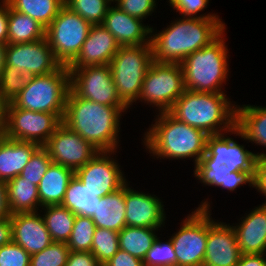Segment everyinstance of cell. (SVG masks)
Instances as JSON below:
<instances>
[{
    "label": "cell",
    "mask_w": 266,
    "mask_h": 266,
    "mask_svg": "<svg viewBox=\"0 0 266 266\" xmlns=\"http://www.w3.org/2000/svg\"><path fill=\"white\" fill-rule=\"evenodd\" d=\"M64 114L34 112L17 108L8 102L4 136L44 146L62 124Z\"/></svg>",
    "instance_id": "obj_12"
},
{
    "label": "cell",
    "mask_w": 266,
    "mask_h": 266,
    "mask_svg": "<svg viewBox=\"0 0 266 266\" xmlns=\"http://www.w3.org/2000/svg\"><path fill=\"white\" fill-rule=\"evenodd\" d=\"M208 200H202L194 211L187 214L180 229L170 238L176 255V266H203L208 238V210L211 209Z\"/></svg>",
    "instance_id": "obj_10"
},
{
    "label": "cell",
    "mask_w": 266,
    "mask_h": 266,
    "mask_svg": "<svg viewBox=\"0 0 266 266\" xmlns=\"http://www.w3.org/2000/svg\"><path fill=\"white\" fill-rule=\"evenodd\" d=\"M96 226L91 217L76 215L67 245L70 251H91Z\"/></svg>",
    "instance_id": "obj_33"
},
{
    "label": "cell",
    "mask_w": 266,
    "mask_h": 266,
    "mask_svg": "<svg viewBox=\"0 0 266 266\" xmlns=\"http://www.w3.org/2000/svg\"><path fill=\"white\" fill-rule=\"evenodd\" d=\"M64 3L91 25L102 24L111 5L108 0H64Z\"/></svg>",
    "instance_id": "obj_35"
},
{
    "label": "cell",
    "mask_w": 266,
    "mask_h": 266,
    "mask_svg": "<svg viewBox=\"0 0 266 266\" xmlns=\"http://www.w3.org/2000/svg\"><path fill=\"white\" fill-rule=\"evenodd\" d=\"M69 71L70 89L78 97L107 106H127L118 96L109 64Z\"/></svg>",
    "instance_id": "obj_13"
},
{
    "label": "cell",
    "mask_w": 266,
    "mask_h": 266,
    "mask_svg": "<svg viewBox=\"0 0 266 266\" xmlns=\"http://www.w3.org/2000/svg\"><path fill=\"white\" fill-rule=\"evenodd\" d=\"M119 250V232L96 227L91 252L103 266Z\"/></svg>",
    "instance_id": "obj_34"
},
{
    "label": "cell",
    "mask_w": 266,
    "mask_h": 266,
    "mask_svg": "<svg viewBox=\"0 0 266 266\" xmlns=\"http://www.w3.org/2000/svg\"><path fill=\"white\" fill-rule=\"evenodd\" d=\"M11 212L7 200V188L4 181H0V219L10 218Z\"/></svg>",
    "instance_id": "obj_49"
},
{
    "label": "cell",
    "mask_w": 266,
    "mask_h": 266,
    "mask_svg": "<svg viewBox=\"0 0 266 266\" xmlns=\"http://www.w3.org/2000/svg\"><path fill=\"white\" fill-rule=\"evenodd\" d=\"M41 213L25 212L12 214V241L21 246L28 254L41 252L53 240L46 228Z\"/></svg>",
    "instance_id": "obj_19"
},
{
    "label": "cell",
    "mask_w": 266,
    "mask_h": 266,
    "mask_svg": "<svg viewBox=\"0 0 266 266\" xmlns=\"http://www.w3.org/2000/svg\"><path fill=\"white\" fill-rule=\"evenodd\" d=\"M168 2L169 6L180 13L181 17L221 19L217 13H199L207 8L209 0H168Z\"/></svg>",
    "instance_id": "obj_40"
},
{
    "label": "cell",
    "mask_w": 266,
    "mask_h": 266,
    "mask_svg": "<svg viewBox=\"0 0 266 266\" xmlns=\"http://www.w3.org/2000/svg\"><path fill=\"white\" fill-rule=\"evenodd\" d=\"M6 64L30 77L52 73L62 65L55 58L46 38L28 43H7Z\"/></svg>",
    "instance_id": "obj_16"
},
{
    "label": "cell",
    "mask_w": 266,
    "mask_h": 266,
    "mask_svg": "<svg viewBox=\"0 0 266 266\" xmlns=\"http://www.w3.org/2000/svg\"><path fill=\"white\" fill-rule=\"evenodd\" d=\"M8 17L9 4L6 0H0V43H8Z\"/></svg>",
    "instance_id": "obj_46"
},
{
    "label": "cell",
    "mask_w": 266,
    "mask_h": 266,
    "mask_svg": "<svg viewBox=\"0 0 266 266\" xmlns=\"http://www.w3.org/2000/svg\"><path fill=\"white\" fill-rule=\"evenodd\" d=\"M174 20L159 32L151 27L152 59L156 62L180 64L226 30L222 19L179 17Z\"/></svg>",
    "instance_id": "obj_3"
},
{
    "label": "cell",
    "mask_w": 266,
    "mask_h": 266,
    "mask_svg": "<svg viewBox=\"0 0 266 266\" xmlns=\"http://www.w3.org/2000/svg\"><path fill=\"white\" fill-rule=\"evenodd\" d=\"M6 45L7 44L0 43V76L6 63Z\"/></svg>",
    "instance_id": "obj_51"
},
{
    "label": "cell",
    "mask_w": 266,
    "mask_h": 266,
    "mask_svg": "<svg viewBox=\"0 0 266 266\" xmlns=\"http://www.w3.org/2000/svg\"><path fill=\"white\" fill-rule=\"evenodd\" d=\"M92 25L79 14L63 6L45 29V38L55 58L68 66L80 53Z\"/></svg>",
    "instance_id": "obj_11"
},
{
    "label": "cell",
    "mask_w": 266,
    "mask_h": 266,
    "mask_svg": "<svg viewBox=\"0 0 266 266\" xmlns=\"http://www.w3.org/2000/svg\"><path fill=\"white\" fill-rule=\"evenodd\" d=\"M128 109V106H107L80 98L70 89L62 123L98 151H117L121 116Z\"/></svg>",
    "instance_id": "obj_2"
},
{
    "label": "cell",
    "mask_w": 266,
    "mask_h": 266,
    "mask_svg": "<svg viewBox=\"0 0 266 266\" xmlns=\"http://www.w3.org/2000/svg\"><path fill=\"white\" fill-rule=\"evenodd\" d=\"M225 134L207 136L206 151L194 166V177L205 186L229 192L246 184L254 188L255 153Z\"/></svg>",
    "instance_id": "obj_1"
},
{
    "label": "cell",
    "mask_w": 266,
    "mask_h": 266,
    "mask_svg": "<svg viewBox=\"0 0 266 266\" xmlns=\"http://www.w3.org/2000/svg\"><path fill=\"white\" fill-rule=\"evenodd\" d=\"M53 163L74 172L83 167L99 151L62 123L43 146Z\"/></svg>",
    "instance_id": "obj_15"
},
{
    "label": "cell",
    "mask_w": 266,
    "mask_h": 266,
    "mask_svg": "<svg viewBox=\"0 0 266 266\" xmlns=\"http://www.w3.org/2000/svg\"><path fill=\"white\" fill-rule=\"evenodd\" d=\"M184 78L181 64L152 61L146 71L138 102L168 112L184 93Z\"/></svg>",
    "instance_id": "obj_9"
},
{
    "label": "cell",
    "mask_w": 266,
    "mask_h": 266,
    "mask_svg": "<svg viewBox=\"0 0 266 266\" xmlns=\"http://www.w3.org/2000/svg\"><path fill=\"white\" fill-rule=\"evenodd\" d=\"M69 90L70 71L68 66L61 65L52 73L30 77L28 84L12 103L19 109L65 114Z\"/></svg>",
    "instance_id": "obj_7"
},
{
    "label": "cell",
    "mask_w": 266,
    "mask_h": 266,
    "mask_svg": "<svg viewBox=\"0 0 266 266\" xmlns=\"http://www.w3.org/2000/svg\"><path fill=\"white\" fill-rule=\"evenodd\" d=\"M116 152L99 151L75 172V176L94 193V196L101 198L109 195L127 182L125 172L121 170L118 161L113 158Z\"/></svg>",
    "instance_id": "obj_14"
},
{
    "label": "cell",
    "mask_w": 266,
    "mask_h": 266,
    "mask_svg": "<svg viewBox=\"0 0 266 266\" xmlns=\"http://www.w3.org/2000/svg\"><path fill=\"white\" fill-rule=\"evenodd\" d=\"M159 229L125 226L119 232V249L128 252L133 257L144 260L158 237L156 232Z\"/></svg>",
    "instance_id": "obj_28"
},
{
    "label": "cell",
    "mask_w": 266,
    "mask_h": 266,
    "mask_svg": "<svg viewBox=\"0 0 266 266\" xmlns=\"http://www.w3.org/2000/svg\"><path fill=\"white\" fill-rule=\"evenodd\" d=\"M9 6L35 19L45 29L65 5L64 0H6Z\"/></svg>",
    "instance_id": "obj_32"
},
{
    "label": "cell",
    "mask_w": 266,
    "mask_h": 266,
    "mask_svg": "<svg viewBox=\"0 0 266 266\" xmlns=\"http://www.w3.org/2000/svg\"><path fill=\"white\" fill-rule=\"evenodd\" d=\"M39 147L33 142L0 135V181L7 182L18 176Z\"/></svg>",
    "instance_id": "obj_24"
},
{
    "label": "cell",
    "mask_w": 266,
    "mask_h": 266,
    "mask_svg": "<svg viewBox=\"0 0 266 266\" xmlns=\"http://www.w3.org/2000/svg\"><path fill=\"white\" fill-rule=\"evenodd\" d=\"M7 106L8 102L0 94V135L4 134L6 127Z\"/></svg>",
    "instance_id": "obj_50"
},
{
    "label": "cell",
    "mask_w": 266,
    "mask_h": 266,
    "mask_svg": "<svg viewBox=\"0 0 266 266\" xmlns=\"http://www.w3.org/2000/svg\"><path fill=\"white\" fill-rule=\"evenodd\" d=\"M5 183L11 215L37 212L41 209L37 185L31 183L29 180H24L20 175Z\"/></svg>",
    "instance_id": "obj_27"
},
{
    "label": "cell",
    "mask_w": 266,
    "mask_h": 266,
    "mask_svg": "<svg viewBox=\"0 0 266 266\" xmlns=\"http://www.w3.org/2000/svg\"><path fill=\"white\" fill-rule=\"evenodd\" d=\"M75 172L65 166L52 163L38 185L40 207L61 205L66 188Z\"/></svg>",
    "instance_id": "obj_26"
},
{
    "label": "cell",
    "mask_w": 266,
    "mask_h": 266,
    "mask_svg": "<svg viewBox=\"0 0 266 266\" xmlns=\"http://www.w3.org/2000/svg\"><path fill=\"white\" fill-rule=\"evenodd\" d=\"M102 25L114 36L120 47L150 44L151 26L132 17L116 5L110 6Z\"/></svg>",
    "instance_id": "obj_21"
},
{
    "label": "cell",
    "mask_w": 266,
    "mask_h": 266,
    "mask_svg": "<svg viewBox=\"0 0 266 266\" xmlns=\"http://www.w3.org/2000/svg\"><path fill=\"white\" fill-rule=\"evenodd\" d=\"M70 250L65 242H53L31 255L30 266H66Z\"/></svg>",
    "instance_id": "obj_37"
},
{
    "label": "cell",
    "mask_w": 266,
    "mask_h": 266,
    "mask_svg": "<svg viewBox=\"0 0 266 266\" xmlns=\"http://www.w3.org/2000/svg\"><path fill=\"white\" fill-rule=\"evenodd\" d=\"M155 116V123L142 136L145 149L156 159H194L195 166L205 154L208 135L179 121L169 111Z\"/></svg>",
    "instance_id": "obj_4"
},
{
    "label": "cell",
    "mask_w": 266,
    "mask_h": 266,
    "mask_svg": "<svg viewBox=\"0 0 266 266\" xmlns=\"http://www.w3.org/2000/svg\"><path fill=\"white\" fill-rule=\"evenodd\" d=\"M208 210V238L203 266H237L241 256L233 225L219 222Z\"/></svg>",
    "instance_id": "obj_17"
},
{
    "label": "cell",
    "mask_w": 266,
    "mask_h": 266,
    "mask_svg": "<svg viewBox=\"0 0 266 266\" xmlns=\"http://www.w3.org/2000/svg\"><path fill=\"white\" fill-rule=\"evenodd\" d=\"M152 59L151 44L119 47L110 67L119 98L130 108L138 100Z\"/></svg>",
    "instance_id": "obj_8"
},
{
    "label": "cell",
    "mask_w": 266,
    "mask_h": 266,
    "mask_svg": "<svg viewBox=\"0 0 266 266\" xmlns=\"http://www.w3.org/2000/svg\"><path fill=\"white\" fill-rule=\"evenodd\" d=\"M97 201H100V197L94 196V193L74 175L66 188L61 205L75 215L92 217L95 214Z\"/></svg>",
    "instance_id": "obj_31"
},
{
    "label": "cell",
    "mask_w": 266,
    "mask_h": 266,
    "mask_svg": "<svg viewBox=\"0 0 266 266\" xmlns=\"http://www.w3.org/2000/svg\"><path fill=\"white\" fill-rule=\"evenodd\" d=\"M31 255L11 241L0 247V266H30Z\"/></svg>",
    "instance_id": "obj_41"
},
{
    "label": "cell",
    "mask_w": 266,
    "mask_h": 266,
    "mask_svg": "<svg viewBox=\"0 0 266 266\" xmlns=\"http://www.w3.org/2000/svg\"><path fill=\"white\" fill-rule=\"evenodd\" d=\"M157 237L143 260L144 266H176V255L171 239L162 242Z\"/></svg>",
    "instance_id": "obj_39"
},
{
    "label": "cell",
    "mask_w": 266,
    "mask_h": 266,
    "mask_svg": "<svg viewBox=\"0 0 266 266\" xmlns=\"http://www.w3.org/2000/svg\"><path fill=\"white\" fill-rule=\"evenodd\" d=\"M45 38V28L30 16L9 6L8 44L28 43Z\"/></svg>",
    "instance_id": "obj_29"
},
{
    "label": "cell",
    "mask_w": 266,
    "mask_h": 266,
    "mask_svg": "<svg viewBox=\"0 0 266 266\" xmlns=\"http://www.w3.org/2000/svg\"><path fill=\"white\" fill-rule=\"evenodd\" d=\"M266 253L241 254L237 266H266Z\"/></svg>",
    "instance_id": "obj_47"
},
{
    "label": "cell",
    "mask_w": 266,
    "mask_h": 266,
    "mask_svg": "<svg viewBox=\"0 0 266 266\" xmlns=\"http://www.w3.org/2000/svg\"><path fill=\"white\" fill-rule=\"evenodd\" d=\"M12 241V226L10 218L0 219V247Z\"/></svg>",
    "instance_id": "obj_48"
},
{
    "label": "cell",
    "mask_w": 266,
    "mask_h": 266,
    "mask_svg": "<svg viewBox=\"0 0 266 266\" xmlns=\"http://www.w3.org/2000/svg\"><path fill=\"white\" fill-rule=\"evenodd\" d=\"M233 226L241 254L266 253V204L245 213Z\"/></svg>",
    "instance_id": "obj_22"
},
{
    "label": "cell",
    "mask_w": 266,
    "mask_h": 266,
    "mask_svg": "<svg viewBox=\"0 0 266 266\" xmlns=\"http://www.w3.org/2000/svg\"><path fill=\"white\" fill-rule=\"evenodd\" d=\"M53 163L48 151L40 146L31 156L30 160L19 174L24 180H29L35 185H39L40 180Z\"/></svg>",
    "instance_id": "obj_38"
},
{
    "label": "cell",
    "mask_w": 266,
    "mask_h": 266,
    "mask_svg": "<svg viewBox=\"0 0 266 266\" xmlns=\"http://www.w3.org/2000/svg\"><path fill=\"white\" fill-rule=\"evenodd\" d=\"M29 79V75L5 63L0 76V94L7 102H12L28 84Z\"/></svg>",
    "instance_id": "obj_36"
},
{
    "label": "cell",
    "mask_w": 266,
    "mask_h": 266,
    "mask_svg": "<svg viewBox=\"0 0 266 266\" xmlns=\"http://www.w3.org/2000/svg\"><path fill=\"white\" fill-rule=\"evenodd\" d=\"M230 100L225 93L185 90L169 112L207 135L229 134L235 128L237 106Z\"/></svg>",
    "instance_id": "obj_5"
},
{
    "label": "cell",
    "mask_w": 266,
    "mask_h": 266,
    "mask_svg": "<svg viewBox=\"0 0 266 266\" xmlns=\"http://www.w3.org/2000/svg\"><path fill=\"white\" fill-rule=\"evenodd\" d=\"M103 266H144L143 260L133 257L128 252L118 250Z\"/></svg>",
    "instance_id": "obj_45"
},
{
    "label": "cell",
    "mask_w": 266,
    "mask_h": 266,
    "mask_svg": "<svg viewBox=\"0 0 266 266\" xmlns=\"http://www.w3.org/2000/svg\"><path fill=\"white\" fill-rule=\"evenodd\" d=\"M46 228L53 242H65L70 238L76 215L62 205H48L41 207Z\"/></svg>",
    "instance_id": "obj_30"
},
{
    "label": "cell",
    "mask_w": 266,
    "mask_h": 266,
    "mask_svg": "<svg viewBox=\"0 0 266 266\" xmlns=\"http://www.w3.org/2000/svg\"><path fill=\"white\" fill-rule=\"evenodd\" d=\"M157 0H118L116 6L132 17L145 20L157 8Z\"/></svg>",
    "instance_id": "obj_42"
},
{
    "label": "cell",
    "mask_w": 266,
    "mask_h": 266,
    "mask_svg": "<svg viewBox=\"0 0 266 266\" xmlns=\"http://www.w3.org/2000/svg\"><path fill=\"white\" fill-rule=\"evenodd\" d=\"M125 184L118 190L97 201L91 217L96 227L120 232L126 226Z\"/></svg>",
    "instance_id": "obj_25"
},
{
    "label": "cell",
    "mask_w": 266,
    "mask_h": 266,
    "mask_svg": "<svg viewBox=\"0 0 266 266\" xmlns=\"http://www.w3.org/2000/svg\"><path fill=\"white\" fill-rule=\"evenodd\" d=\"M66 266H102L91 251H70Z\"/></svg>",
    "instance_id": "obj_44"
},
{
    "label": "cell",
    "mask_w": 266,
    "mask_h": 266,
    "mask_svg": "<svg viewBox=\"0 0 266 266\" xmlns=\"http://www.w3.org/2000/svg\"><path fill=\"white\" fill-rule=\"evenodd\" d=\"M254 188L266 198V155L256 157ZM263 204H266V200Z\"/></svg>",
    "instance_id": "obj_43"
},
{
    "label": "cell",
    "mask_w": 266,
    "mask_h": 266,
    "mask_svg": "<svg viewBox=\"0 0 266 266\" xmlns=\"http://www.w3.org/2000/svg\"><path fill=\"white\" fill-rule=\"evenodd\" d=\"M231 133L247 142L266 147V106L237 104L235 128L230 131L229 136ZM255 155L264 156L266 152H257Z\"/></svg>",
    "instance_id": "obj_23"
},
{
    "label": "cell",
    "mask_w": 266,
    "mask_h": 266,
    "mask_svg": "<svg viewBox=\"0 0 266 266\" xmlns=\"http://www.w3.org/2000/svg\"><path fill=\"white\" fill-rule=\"evenodd\" d=\"M125 183L126 226L162 228L165 225L166 213L160 197L129 187Z\"/></svg>",
    "instance_id": "obj_18"
},
{
    "label": "cell",
    "mask_w": 266,
    "mask_h": 266,
    "mask_svg": "<svg viewBox=\"0 0 266 266\" xmlns=\"http://www.w3.org/2000/svg\"><path fill=\"white\" fill-rule=\"evenodd\" d=\"M111 4H112V2H113V4L114 3H116L118 0H108Z\"/></svg>",
    "instance_id": "obj_52"
},
{
    "label": "cell",
    "mask_w": 266,
    "mask_h": 266,
    "mask_svg": "<svg viewBox=\"0 0 266 266\" xmlns=\"http://www.w3.org/2000/svg\"><path fill=\"white\" fill-rule=\"evenodd\" d=\"M224 30L208 46L189 54L180 64L185 90L224 93L229 76V50ZM224 83V84H223Z\"/></svg>",
    "instance_id": "obj_6"
},
{
    "label": "cell",
    "mask_w": 266,
    "mask_h": 266,
    "mask_svg": "<svg viewBox=\"0 0 266 266\" xmlns=\"http://www.w3.org/2000/svg\"><path fill=\"white\" fill-rule=\"evenodd\" d=\"M119 47L114 36L102 24L92 25L80 53L68 65V70L110 64Z\"/></svg>",
    "instance_id": "obj_20"
}]
</instances>
